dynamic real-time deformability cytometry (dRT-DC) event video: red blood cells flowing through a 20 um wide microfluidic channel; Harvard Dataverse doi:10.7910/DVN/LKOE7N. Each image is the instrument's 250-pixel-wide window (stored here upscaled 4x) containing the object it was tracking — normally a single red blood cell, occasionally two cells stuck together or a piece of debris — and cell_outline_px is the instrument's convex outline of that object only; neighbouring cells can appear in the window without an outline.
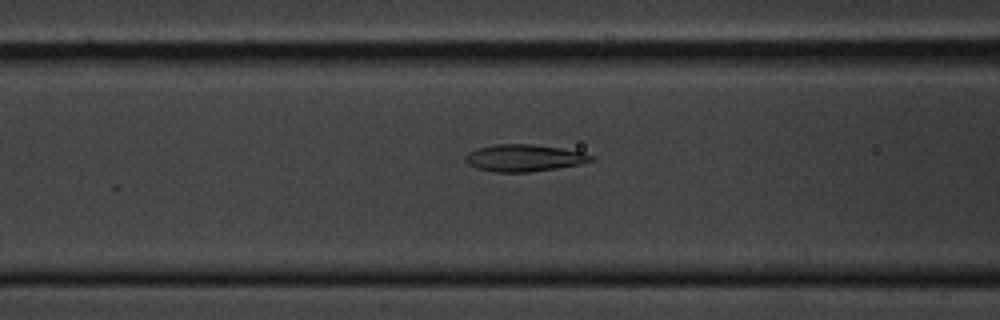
{"species": "common noctule bat (a hibernating species)", "species_latin": "Nyctalus noctula", "temperature_condition": "cold", "stored_images_in_passage": 23, "camera_frame_rate_fps": 3000, "um_per_image_px": 0.085, "animal": {"sex": "male", "body_mass_g": 20.1, "forearm_length_mm": 53.5}, "frame": {"image": 1, "passage_image": 19, "time_ms": 6.0, "image_size_px": [1000, 320], "cell_outline_px": [[596, 160], [580, 164], [556, 168], [528, 172], [496, 172], [476, 168], [468, 164], [464, 160], [464, 156], [468, 152], [480, 148], [496, 144], [532, 144], [560, 148], [584, 152], [596, 156]], "centroid_in_image_um": [44.58, 13.42], "position_along_channel_um": 122.0, "area_um2": 19.83}}
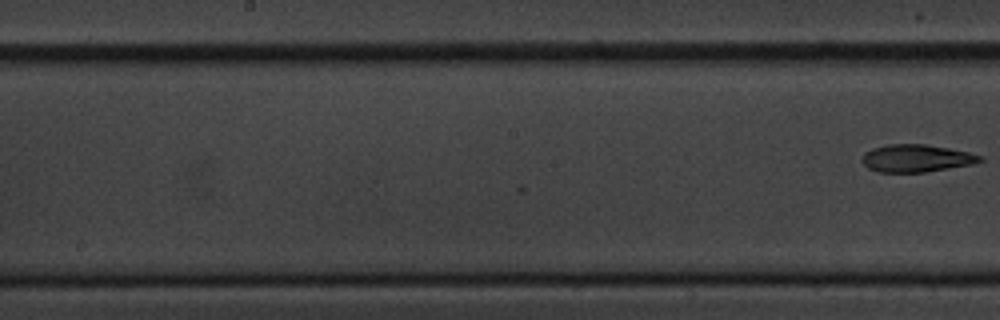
{"frame": {"image": 2, "passage_image": 23, "time_ms": 7.333, "image_size_px": [1000, 320], "cell_outline_px": [[984, 160], [972, 164], [924, 172], [876, 172], [868, 168], [860, 160], [872, 148], [888, 144], [924, 144], [948, 148], [968, 152], [984, 156]], "centroid_in_image_um": [77.9, 13.45], "position_along_channel_um": 170.3, "area_um2": 18.79}}